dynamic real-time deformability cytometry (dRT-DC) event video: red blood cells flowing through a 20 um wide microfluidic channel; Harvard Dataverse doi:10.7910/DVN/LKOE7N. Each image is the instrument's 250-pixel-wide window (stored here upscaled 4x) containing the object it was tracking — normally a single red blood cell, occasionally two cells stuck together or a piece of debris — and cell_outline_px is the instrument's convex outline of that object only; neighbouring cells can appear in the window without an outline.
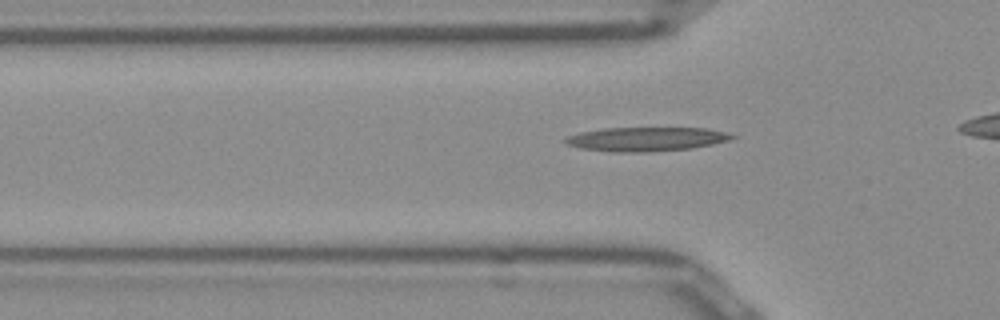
{"species": "Egyptian fruit bat (a non-hibernating species)", "species_latin": "Rousettus aegyptiacus", "temperature_condition": "room temperature", "stored_images_in_passage": 31, "camera_frame_rate_fps": 3000, "um_per_image_px": 0.085, "frame": {"image": 1, "passage_image": 6, "time_ms": 1.667, "image_size_px": [1000, 320], "cell_outline_px": [[740, 136], [728, 140], [712, 144], [692, 148], [648, 152], [612, 152], [580, 148], [564, 144], [564, 140], [568, 136], [580, 132], [604, 128], [708, 128]], "centroid_in_image_um": [54.92, 11.83], "position_along_channel_um": 70.9, "area_um2": 23.41}}
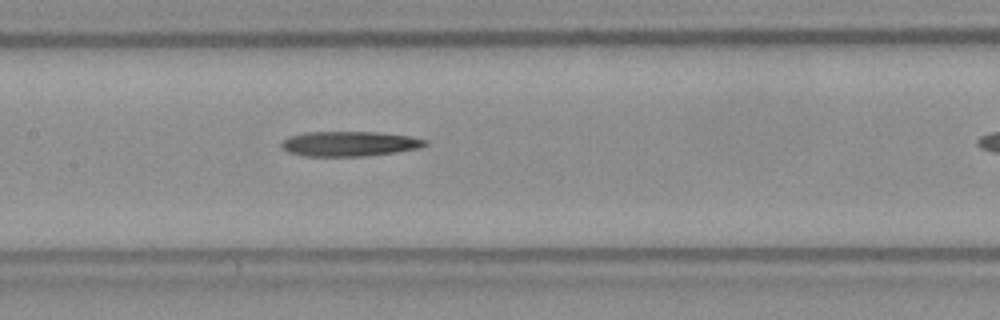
{"frame": {"image": 2, "passage_image": 14, "time_ms": 4.333, "image_size_px": [1000, 320], "cell_outline_px": [[428, 144], [416, 148], [396, 152], [364, 156], [304, 156], [288, 152], [280, 144], [288, 136], [304, 132], [380, 132], [408, 136], [428, 140]], "centroid_in_image_um": [29.68, 12.21], "position_along_channel_um": 177.7, "area_um2": 20.81}}
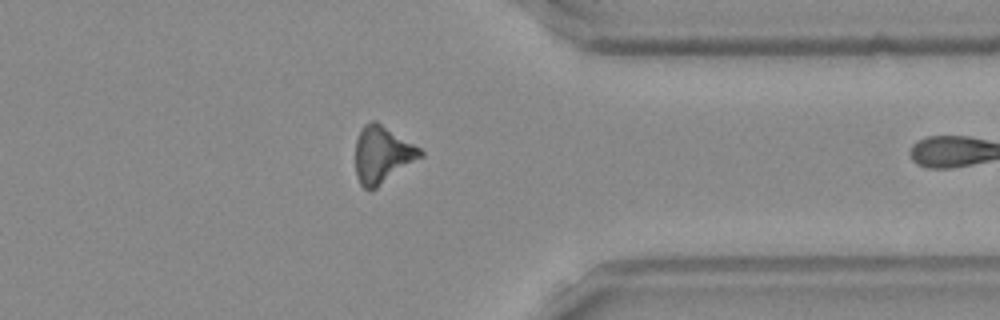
{"frame": {"image": 3, "passage_image": 30, "time_ms": 9.667, "image_size_px": [1000, 320], "cell_outline_px": [[424, 156], [376, 188], [364, 188], [360, 184], [356, 176], [356, 140], [360, 128], [364, 124], [372, 120], [376, 120], [420, 148], [424, 152]], "centroid_in_image_um": [32.5, 13.12], "position_along_channel_um": 378.9, "area_um2": 21.56}}